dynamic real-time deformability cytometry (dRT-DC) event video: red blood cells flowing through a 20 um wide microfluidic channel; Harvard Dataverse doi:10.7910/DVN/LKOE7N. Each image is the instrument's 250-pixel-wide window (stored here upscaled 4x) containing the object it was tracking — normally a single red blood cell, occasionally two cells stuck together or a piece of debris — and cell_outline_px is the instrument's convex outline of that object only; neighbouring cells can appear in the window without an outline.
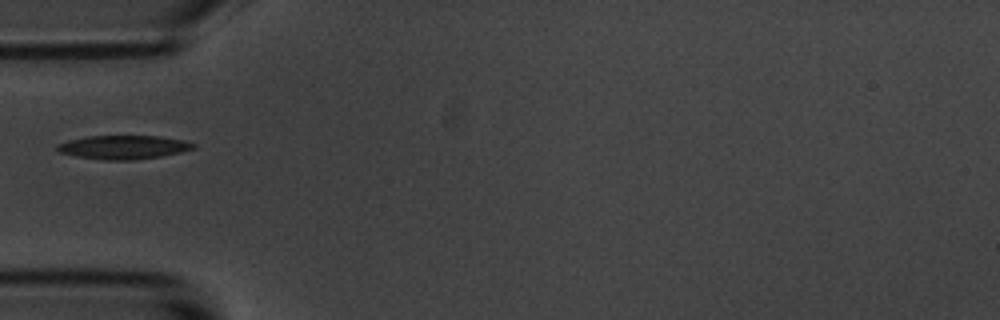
{"species": "common noctule bat (a hibernating species)", "species_latin": "Nyctalus noctula", "temperature_condition": "room temperature", "stored_images_in_passage": 3, "camera_frame_rate_fps": 3000, "um_per_image_px": 0.085, "animal": {"sex": "male", "body_mass_g": 20.1, "forearm_length_mm": 53.5}, "frame": {"image": 1, "passage_image": 2, "time_ms": 1.333, "image_size_px": [1000, 320], "cell_outline_px": [[196, 148], [180, 152], [160, 156], [132, 160], [104, 160], [76, 156], [60, 152], [56, 148], [56, 144], [68, 140], [88, 136], [160, 136], [184, 140], [196, 144]], "centroid_in_image_um": [10.5, 12.51], "position_along_channel_um": 74.5, "area_um2": 18.79}}